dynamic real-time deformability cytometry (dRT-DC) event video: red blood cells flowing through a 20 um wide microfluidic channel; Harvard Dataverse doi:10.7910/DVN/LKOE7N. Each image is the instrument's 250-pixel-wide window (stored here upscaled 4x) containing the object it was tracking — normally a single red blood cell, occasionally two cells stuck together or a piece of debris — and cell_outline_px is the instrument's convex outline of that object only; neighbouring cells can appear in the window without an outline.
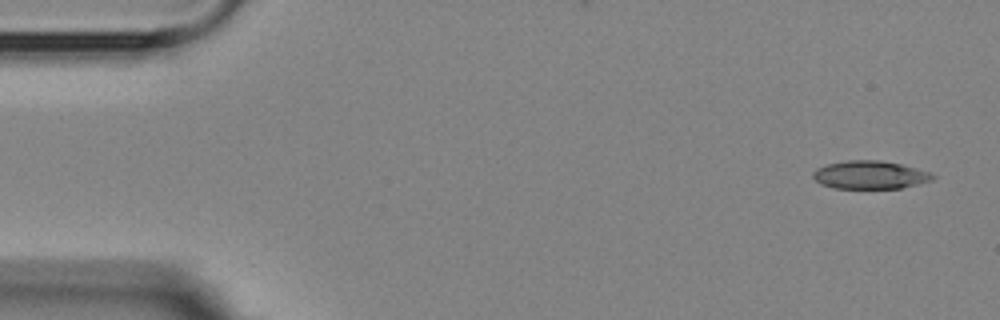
{"species": "Egyptian fruit bat (a non-hibernating species)", "species_latin": "Rousettus aegyptiacus", "temperature_condition": "room temperature", "stored_images_in_passage": 4, "camera_frame_rate_fps": 3000, "um_per_image_px": 0.085, "animal": {"sex": "female"}, "frame": {"image": 1, "passage_image": 1, "time_ms": 0.0, "image_size_px": [1000, 320], "cell_outline_px": [[936, 176], [932, 180], [900, 188], [832, 188], [820, 184], [812, 176], [812, 172], [816, 168], [828, 164], [848, 160], [880, 160], [900, 164], [916, 168], [928, 172]], "centroid_in_image_um": [73.91, 14.86], "position_along_channel_um": 11.1, "area_um2": 19.48}}